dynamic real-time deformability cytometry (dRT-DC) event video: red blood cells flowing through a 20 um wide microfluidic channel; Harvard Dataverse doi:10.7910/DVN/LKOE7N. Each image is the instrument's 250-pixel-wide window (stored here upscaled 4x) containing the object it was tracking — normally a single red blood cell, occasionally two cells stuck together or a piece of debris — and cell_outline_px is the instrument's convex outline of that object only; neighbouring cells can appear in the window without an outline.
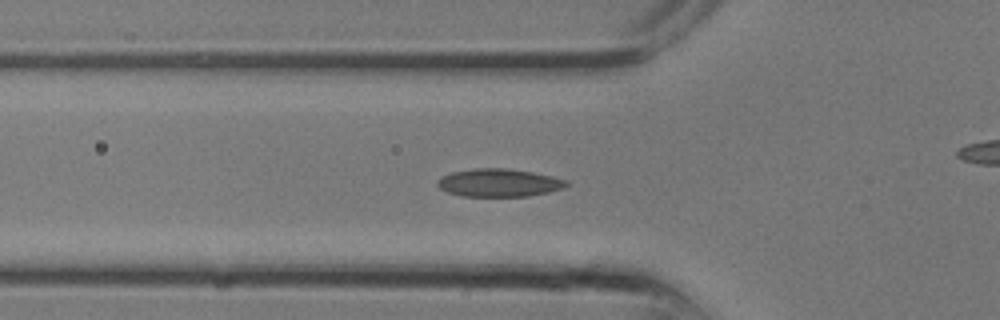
{"species": "common noctule bat (a hibernating species)", "species_latin": "Nyctalus noctula", "temperature_condition": "room temperature", "stored_images_in_passage": 24, "camera_frame_rate_fps": 3000, "um_per_image_px": 0.085, "animal": {"sex": "male", "body_mass_g": 13.3}, "frame": {"image": 1, "passage_image": 5, "time_ms": 1.333, "image_size_px": [1000, 320], "cell_outline_px": [[572, 184], [564, 188], [548, 192], [528, 196], [460, 196], [448, 192], [440, 188], [436, 184], [436, 180], [440, 176], [452, 172], [472, 168], [504, 168], [532, 172], [552, 176], [568, 180]], "centroid_in_image_um": [42.41, 15.53], "position_along_channel_um": 83.4, "area_um2": 21.21}}
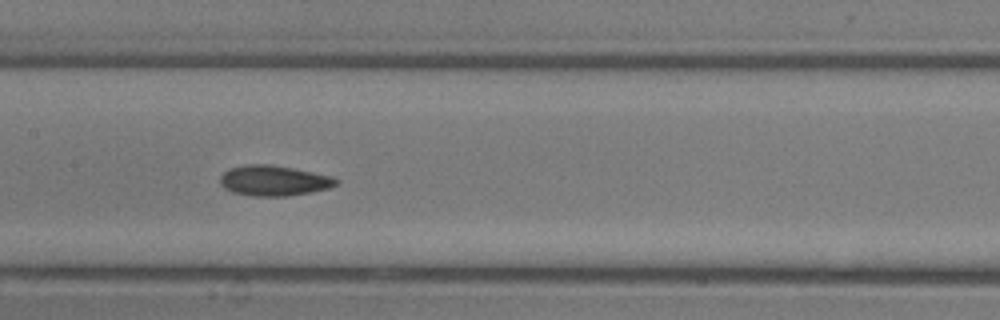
{"frame": {"image": 2, "passage_image": 9, "time_ms": 2.667, "image_size_px": [1000, 320], "cell_outline_px": [[340, 184], [328, 188], [312, 192], [288, 196], [252, 196], [232, 192], [224, 188], [220, 184], [220, 176], [228, 168], [244, 164], [268, 164], [292, 168], [332, 176], [340, 180]], "centroid_in_image_um": [23.27, 15.35], "position_along_channel_um": 184.1, "area_um2": 20.75}}
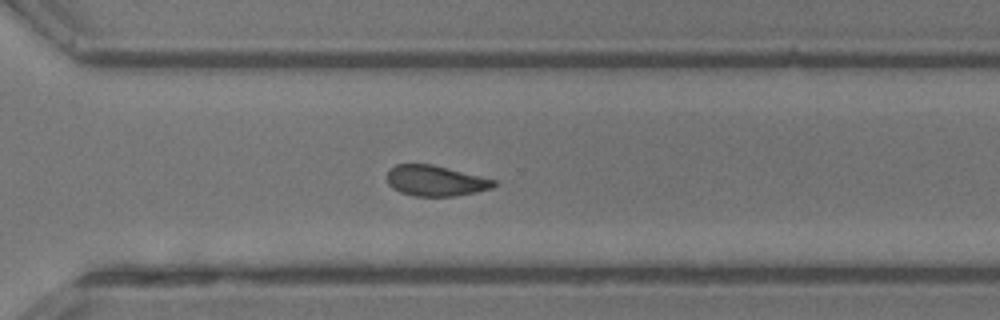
{"frame": {"image": 3, "passage_image": 15, "time_ms": 4.667, "image_size_px": [1000, 320], "cell_outline_px": [[496, 184], [492, 188], [456, 196], [416, 196], [400, 192], [392, 188], [388, 184], [388, 172], [396, 164], [432, 164], [496, 180]], "centroid_in_image_um": [37.01, 15.37], "position_along_channel_um": 333.6, "area_um2": 18.84}}